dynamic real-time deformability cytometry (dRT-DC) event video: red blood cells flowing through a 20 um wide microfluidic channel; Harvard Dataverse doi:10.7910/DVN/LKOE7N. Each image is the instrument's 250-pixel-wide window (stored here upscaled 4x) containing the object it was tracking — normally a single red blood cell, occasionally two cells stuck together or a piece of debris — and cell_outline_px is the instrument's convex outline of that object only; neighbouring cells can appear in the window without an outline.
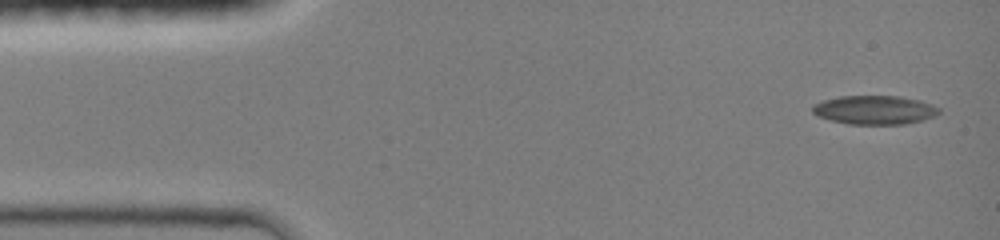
{"species": "common noctule bat (a hibernating species)", "species_latin": "Nyctalus noctula", "temperature_condition": "room temperature", "stored_images_in_passage": 33, "camera_frame_rate_fps": 3000, "um_per_image_px": 0.085, "animal": {"sex": "female", "body_mass_g": 19.0, "forearm_length_mm": 51.5}, "frame": {"image": 1, "passage_image": 1, "time_ms": 0.0, "image_size_px": [1000, 240], "cell_outline_px": [[940, 112], [936, 116], [924, 120], [904, 124], [848, 124], [816, 116], [812, 112], [812, 104], [824, 100], [840, 96], [900, 96], [920, 100], [932, 104], [940, 108]], "centroid_in_image_um": [74.36, 9.34], "position_along_channel_um": 10.6, "area_um2": 21.44}}
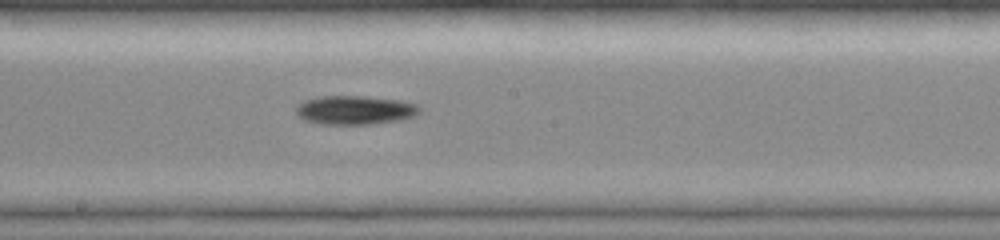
{"frame": {"image": 2, "passage_image": 15, "time_ms": 7.333, "image_size_px": [1000, 240], "cell_outline_px": [[420, 112], [416, 116], [400, 120], [372, 124], [320, 124], [304, 120], [296, 112], [296, 108], [304, 100], [320, 96], [364, 96], [400, 100], [416, 104], [420, 108]], "centroid_in_image_um": [30.2, 9.36], "position_along_channel_um": 218.0, "area_um2": 20.81}}
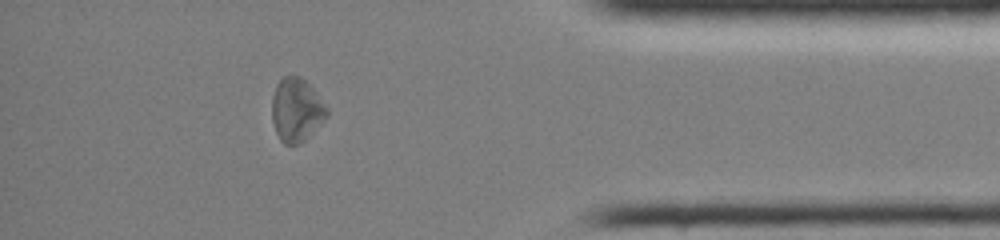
{"frame": {"image": 3, "passage_image": 28, "time_ms": 12.333, "image_size_px": [1000, 240], "cell_outline_px": [[328, 116], [300, 144], [284, 144], [280, 140], [276, 132], [272, 120], [272, 96], [276, 84], [284, 76], [300, 76], [316, 92], [328, 108]], "centroid_in_image_um": [25.19, 9.34], "position_along_channel_um": 410.0, "area_um2": 20.23}, "authors_computed_cell_mechanics": {"area_um2": 20.6346, "velocity_mm_per_s": 4.2516, "shape_relaxation_time_tau1_ms": 1.8047, "shape_relaxation_time_tau2_ms": 10.2174, "deformation_change_tau1": 0.0689, "deformation_change_tau2": 0.2994}}